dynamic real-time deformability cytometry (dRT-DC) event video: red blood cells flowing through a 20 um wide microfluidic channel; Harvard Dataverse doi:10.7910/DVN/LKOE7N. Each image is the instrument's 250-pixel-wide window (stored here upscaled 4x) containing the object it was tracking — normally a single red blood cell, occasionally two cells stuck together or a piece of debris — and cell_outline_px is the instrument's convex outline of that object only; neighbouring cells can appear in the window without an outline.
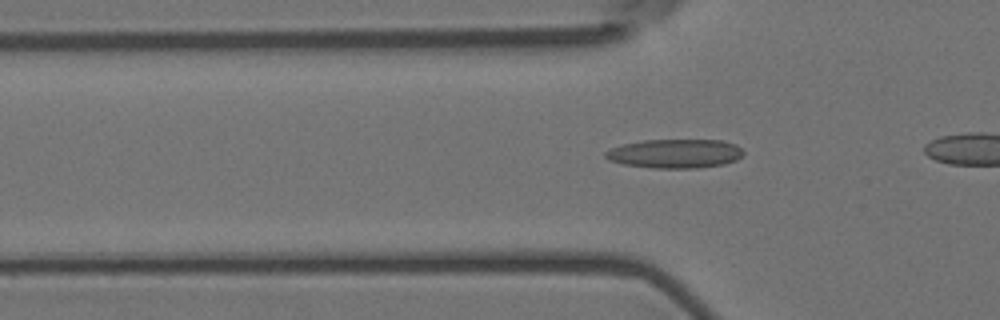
{"species": "Egyptian fruit bat (a non-hibernating species)", "species_latin": "Rousettus aegyptiacus", "temperature_condition": "room temperature", "stored_images_in_passage": 39, "camera_frame_rate_fps": 3000, "um_per_image_px": 0.085, "animal": {"sex": "female"}, "frame": {"image": 1, "passage_image": 12, "time_ms": 3.667, "image_size_px": [1000, 320], "cell_outline_px": [[744, 152], [736, 160], [724, 164], [696, 168], [652, 168], [624, 164], [608, 160], [604, 156], [604, 152], [612, 148], [624, 144], [644, 140], [720, 140], [736, 144]], "centroid_in_image_um": [57.37, 13.06], "position_along_channel_um": 68.4, "area_um2": 23.24}}
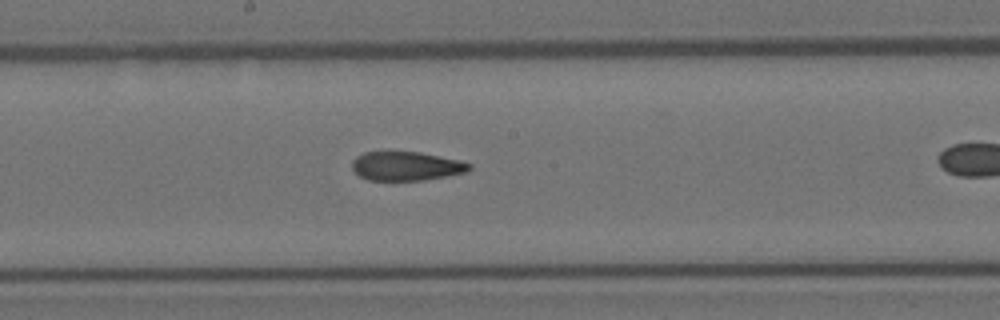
{"frame": {"image": 2, "passage_image": 24, "time_ms": 7.667, "image_size_px": [1000, 320], "cell_outline_px": [[472, 168], [468, 172], [424, 180], [368, 180], [360, 176], [352, 168], [352, 160], [356, 156], [364, 152], [420, 152], [460, 160], [472, 164]], "centroid_in_image_um": [34.56, 14.12], "position_along_channel_um": 213.6, "area_um2": 19.83}}
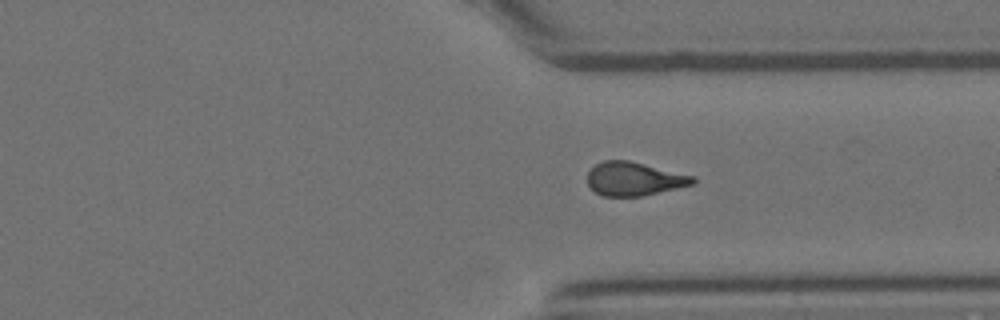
{"frame": {"image": 3, "passage_image": 36, "time_ms": 11.667, "image_size_px": [1000, 320], "cell_outline_px": [[696, 184], [640, 196], [604, 196], [596, 192], [588, 184], [588, 172], [596, 164], [604, 160], [628, 160], [696, 176]], "centroid_in_image_um": [53.94, 15.2], "position_along_channel_um": 357.5, "area_um2": 20.58}}